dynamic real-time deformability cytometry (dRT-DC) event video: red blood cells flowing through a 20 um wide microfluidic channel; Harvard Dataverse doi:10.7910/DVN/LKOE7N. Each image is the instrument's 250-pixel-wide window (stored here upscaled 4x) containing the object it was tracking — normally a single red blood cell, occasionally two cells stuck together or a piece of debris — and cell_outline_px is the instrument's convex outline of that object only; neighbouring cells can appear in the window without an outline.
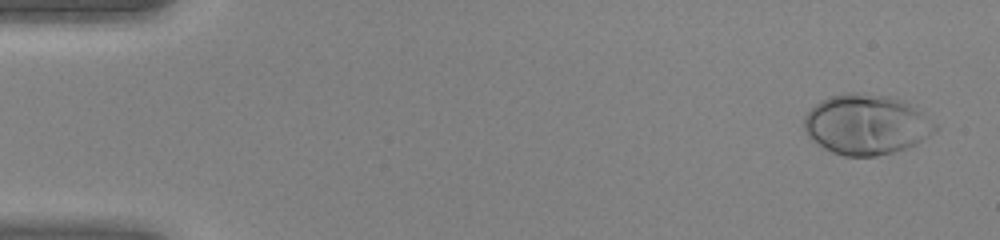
{"species": "human", "species_latin": "Homo sapiens", "temperature_condition": "warm", "stored_images_in_passage": 6, "camera_frame_rate_fps": 3000, "um_per_image_px": 0.085, "donor": {"sex": "female"}, "frame": {"image": 1, "passage_image": 2, "time_ms": 0.333, "image_size_px": [1000, 240], "cell_outline_px": [[940, 128], [936, 132], [916, 144], [892, 152], [876, 156], [844, 156], [832, 152], [824, 148], [812, 140], [808, 136], [804, 128], [804, 116], [820, 100], [844, 92], [860, 92], [888, 96], [904, 100], [936, 124]], "centroid_in_image_um": [73.63, 10.58], "position_along_channel_um": 11.4, "area_um2": 45.89}}